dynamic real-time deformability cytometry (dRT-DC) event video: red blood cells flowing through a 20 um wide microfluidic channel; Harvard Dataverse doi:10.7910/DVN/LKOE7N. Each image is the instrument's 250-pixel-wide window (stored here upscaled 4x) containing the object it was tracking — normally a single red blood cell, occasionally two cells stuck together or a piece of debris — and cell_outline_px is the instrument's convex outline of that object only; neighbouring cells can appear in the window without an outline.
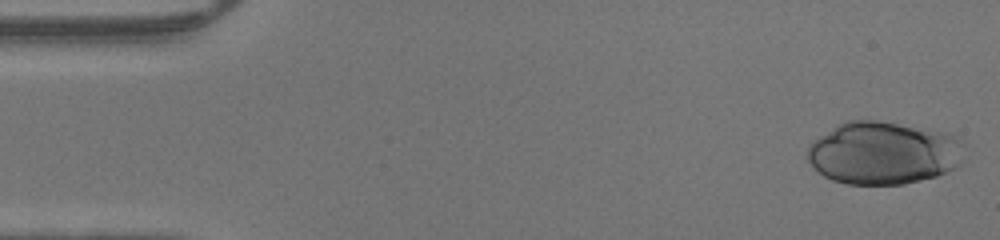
{"species": "human", "species_latin": "Homo sapiens", "temperature_condition": "warm", "stored_images_in_passage": 45, "camera_frame_rate_fps": 3000, "um_per_image_px": 0.085, "donor": {"sex": "male"}, "frame": {"image": 1, "passage_image": 1, "time_ms": 0.0, "image_size_px": [1000, 240], "cell_outline_px": [[964, 160], [956, 168], [948, 172], [936, 176], [904, 184], [848, 184], [832, 180], [824, 176], [808, 160], [808, 148], [812, 140], [844, 120], [880, 120], [948, 132], [960, 144]], "centroid_in_image_um": [75.08, 12.99], "position_along_channel_um": 9.9, "area_um2": 57.51}}
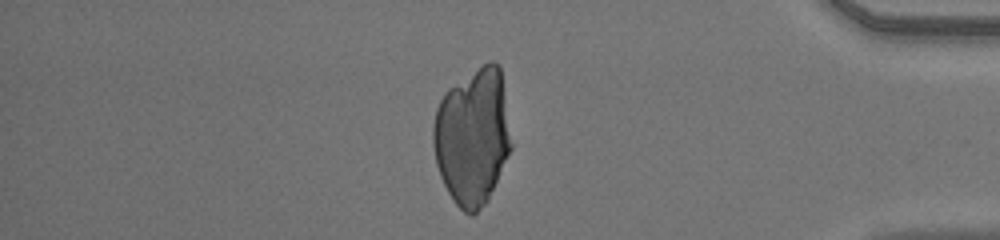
{"frame": {"image": 2, "passage_image": 39, "time_ms": 12.667, "image_size_px": [1000, 240], "cell_outline_px": [[512, 148], [488, 200], [472, 216], [468, 216], [452, 200], [440, 176], [436, 164], [432, 144], [432, 128], [436, 108], [444, 92], [448, 88], [484, 64], [492, 60], [500, 64], [512, 144]], "centroid_in_image_um": [40.15, 11.63], "position_along_channel_um": 395.0, "area_um2": 62.42}}